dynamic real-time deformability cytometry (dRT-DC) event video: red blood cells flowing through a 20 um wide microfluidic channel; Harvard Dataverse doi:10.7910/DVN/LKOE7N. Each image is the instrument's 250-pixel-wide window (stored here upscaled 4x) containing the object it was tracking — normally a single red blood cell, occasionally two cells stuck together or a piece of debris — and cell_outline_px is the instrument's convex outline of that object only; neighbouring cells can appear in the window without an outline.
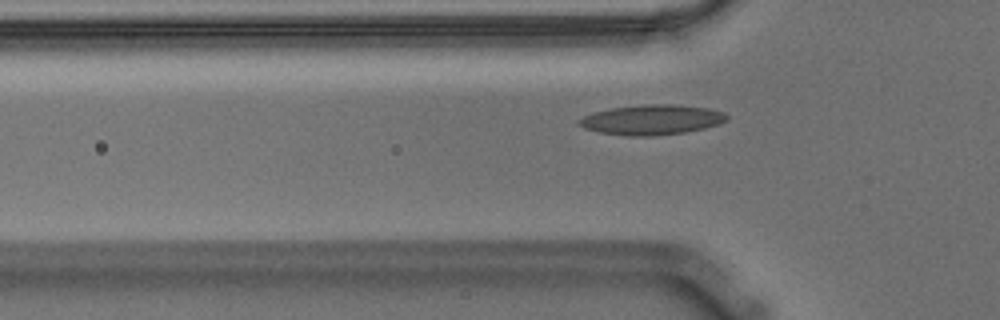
{"species": "Egyptian fruit bat (a non-hibernating species)", "species_latin": "Rousettus aegyptiacus", "temperature_condition": "warm", "stored_images_in_passage": 40, "camera_frame_rate_fps": 3000, "um_per_image_px": 0.085, "animal": {"sex": "male"}, "frame": {"image": 1, "passage_image": 3, "time_ms": 0.667, "image_size_px": [1000, 320], "cell_outline_px": [[728, 120], [720, 124], [704, 128], [684, 132], [652, 136], [628, 136], [600, 132], [584, 128], [576, 124], [576, 120], [592, 112], [612, 108], [644, 104], [676, 104], [708, 108], [724, 112], [728, 116]], "centroid_in_image_um": [55.39, 10.17], "position_along_channel_um": 70.4, "area_um2": 26.01}}
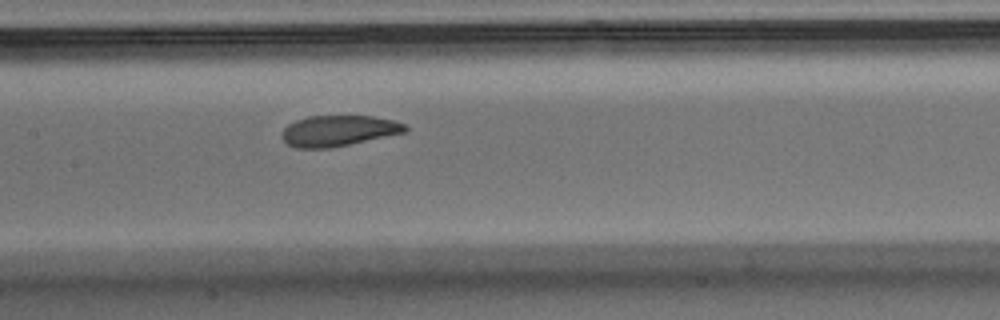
{"frame": {"image": 2, "passage_image": 12, "time_ms": 3.667, "image_size_px": [1000, 320], "cell_outline_px": [[408, 128], [404, 132], [332, 148], [296, 148], [288, 144], [280, 136], [280, 132], [288, 124], [296, 120], [308, 116], [372, 116], [392, 120], [404, 124]], "centroid_in_image_um": [28.71, 11.11], "position_along_channel_um": 178.7, "area_um2": 22.02}}
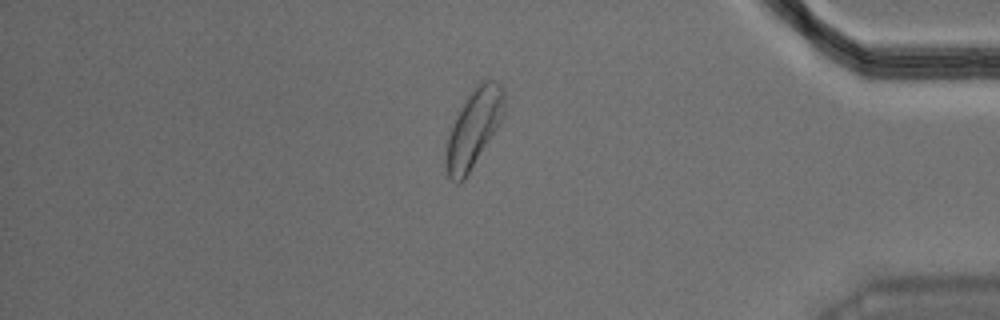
{"frame": {"image": 3, "passage_image": 33, "time_ms": 10.667, "image_size_px": [1000, 320], "cell_outline_px": [[504, 116], [464, 180], [460, 184], [456, 184], [448, 176], [448, 136], [456, 112], [472, 88], [480, 80], [496, 80], [504, 88]], "centroid_in_image_um": [40.3, 10.81], "position_along_channel_um": 394.9, "area_um2": 26.07}}